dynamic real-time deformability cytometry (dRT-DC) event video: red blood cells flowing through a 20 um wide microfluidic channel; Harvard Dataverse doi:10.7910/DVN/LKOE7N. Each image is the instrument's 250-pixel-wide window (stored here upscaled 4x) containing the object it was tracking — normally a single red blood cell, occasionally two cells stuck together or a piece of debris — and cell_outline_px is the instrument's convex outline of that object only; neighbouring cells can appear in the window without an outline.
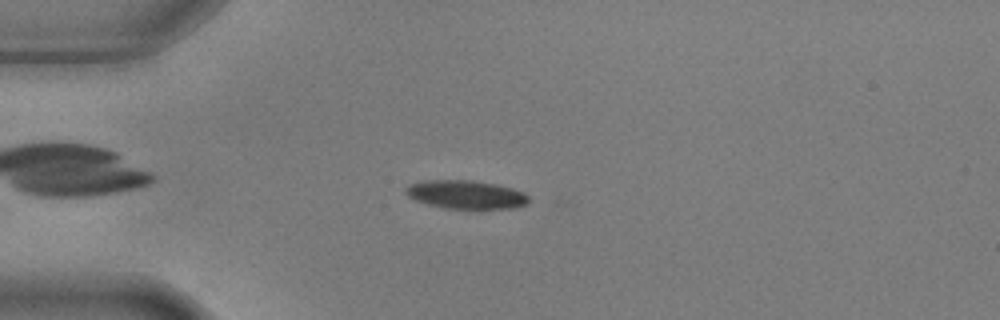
{"species": "common noctule bat (a hibernating species)", "species_latin": "Nyctalus noctula", "temperature_condition": "warm", "stored_images_in_passage": 5, "camera_frame_rate_fps": 3000, "um_per_image_px": 0.085, "animal": {"sex": "male", "body_mass_g": 17.9, "forearm_length_mm": 54.2}, "frame": {"image": 1, "passage_image": 1, "time_ms": 0.0, "image_size_px": [1000, 320], "cell_outline_px": [[528, 204], [516, 208], [444, 208], [428, 204], [416, 200], [408, 196], [404, 192], [404, 188], [408, 184], [424, 180], [472, 180], [496, 184], [512, 188], [524, 192], [528, 196]], "centroid_in_image_um": [39.59, 16.53], "position_along_channel_um": 45.4, "area_um2": 20.46}}
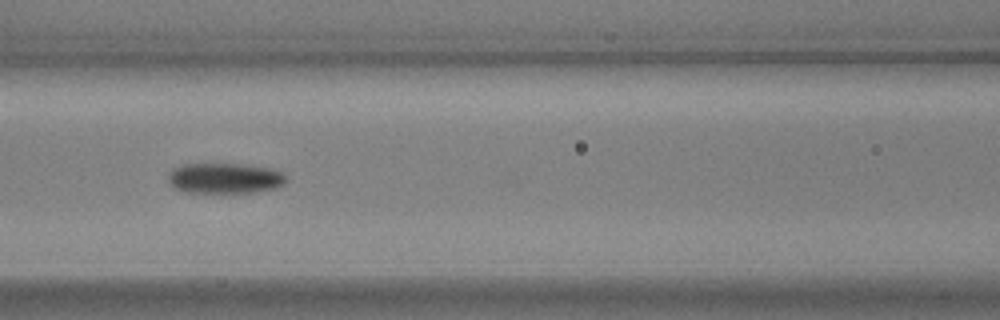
{"frame": {"image": 2, "passage_image": 4, "time_ms": 1.0, "image_size_px": [1000, 320], "cell_outline_px": [[284, 184], [276, 188], [252, 192], [184, 192], [172, 188], [168, 180], [168, 172], [172, 168], [184, 164], [240, 164], [268, 168], [280, 172], [284, 176]], "centroid_in_image_um": [19.01, 15.15], "position_along_channel_um": 147.6, "area_um2": 20.81}}
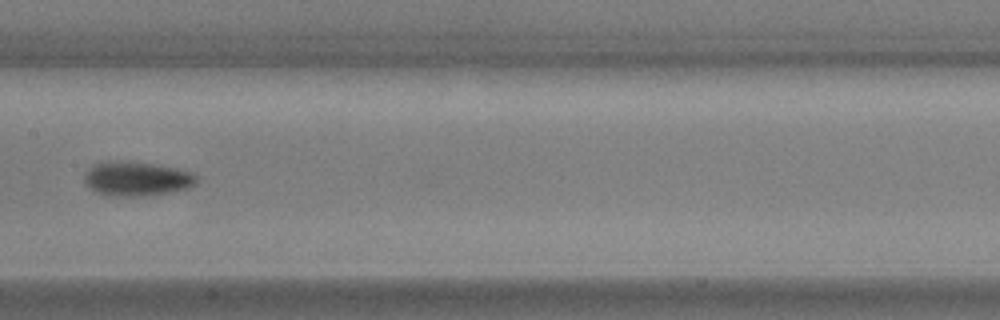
{"frame": {"image": 3, "passage_image": 5, "time_ms": 1.333, "image_size_px": [1000, 320], "cell_outline_px": [[196, 180], [188, 188], [172, 192], [136, 196], [108, 196], [96, 192], [84, 180], [84, 172], [88, 168], [104, 160], [108, 160], [152, 164], [176, 168], [192, 172], [196, 176]], "centroid_in_image_um": [11.58, 15.19], "position_along_channel_um": 195.8, "area_um2": 22.2}}